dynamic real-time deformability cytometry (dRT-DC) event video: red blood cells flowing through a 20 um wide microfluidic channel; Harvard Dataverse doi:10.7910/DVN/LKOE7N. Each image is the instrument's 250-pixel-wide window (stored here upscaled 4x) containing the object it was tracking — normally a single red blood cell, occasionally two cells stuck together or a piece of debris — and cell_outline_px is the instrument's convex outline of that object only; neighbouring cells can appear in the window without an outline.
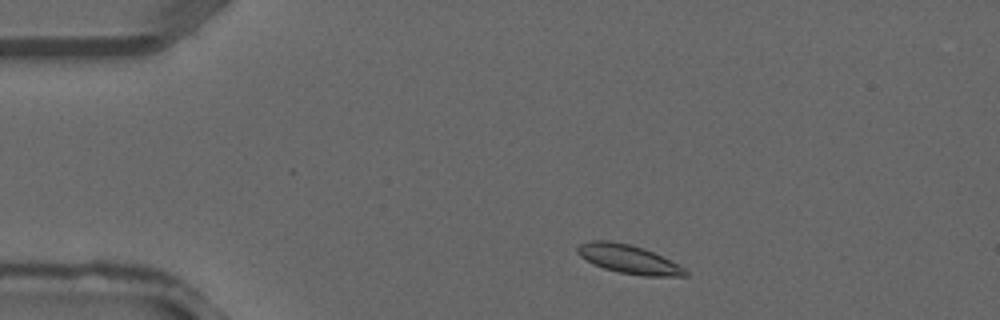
{"species": "common noctule bat (a hibernating species)", "species_latin": "Nyctalus noctula", "temperature_condition": "warm", "stored_images_in_passage": 34, "camera_frame_rate_fps": 3000, "um_per_image_px": 0.085, "animal": {"sex": "male", "forearm_length_mm": 52.5}, "frame": {"image": 1, "passage_image": 3, "time_ms": 0.667, "image_size_px": [1000, 320], "cell_outline_px": [[688, 276], [644, 276], [620, 272], [604, 268], [592, 264], [580, 256], [576, 252], [576, 248], [580, 244], [592, 240], [608, 240], [628, 244], [644, 248], [684, 268], [688, 272]], "centroid_in_image_um": [53.38, 22.02], "position_along_channel_um": 31.6, "area_um2": 17.8}}
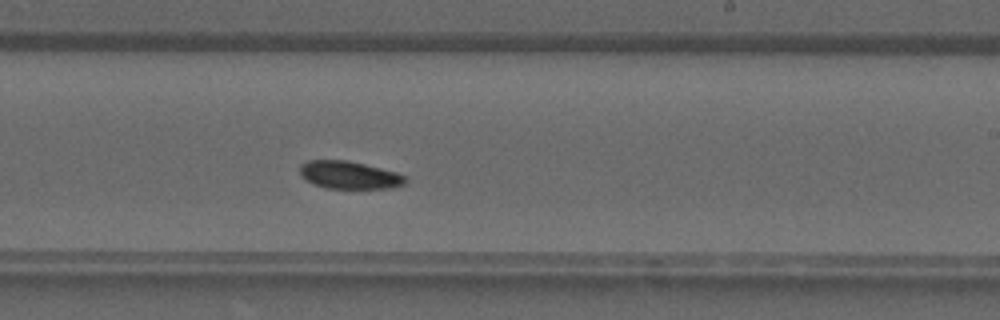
{"frame": {"image": 2, "passage_image": 19, "time_ms": 6.0, "image_size_px": [1000, 320], "cell_outline_px": [[408, 180], [404, 184], [392, 188], [324, 188], [308, 180], [300, 172], [300, 164], [308, 160], [348, 160], [396, 172], [404, 176]], "centroid_in_image_um": [29.71, 14.87], "position_along_channel_um": 259.3, "area_um2": 16.82}}
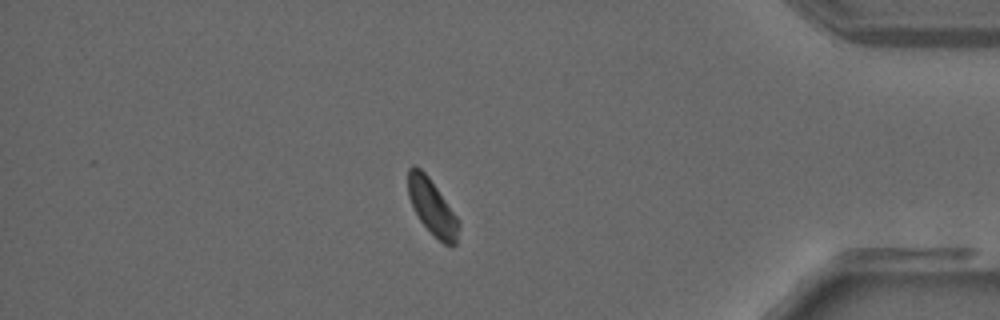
{"frame": {"image": 3, "passage_image": 29, "time_ms": 9.333, "image_size_px": [1000, 320], "cell_outline_px": [[460, 224], [456, 244], [452, 248], [444, 244], [420, 220], [408, 196], [408, 168], [412, 164], [416, 164], [428, 176], [456, 216]], "centroid_in_image_um": [36.73, 17.59], "position_along_channel_um": 398.5, "area_um2": 16.07}}